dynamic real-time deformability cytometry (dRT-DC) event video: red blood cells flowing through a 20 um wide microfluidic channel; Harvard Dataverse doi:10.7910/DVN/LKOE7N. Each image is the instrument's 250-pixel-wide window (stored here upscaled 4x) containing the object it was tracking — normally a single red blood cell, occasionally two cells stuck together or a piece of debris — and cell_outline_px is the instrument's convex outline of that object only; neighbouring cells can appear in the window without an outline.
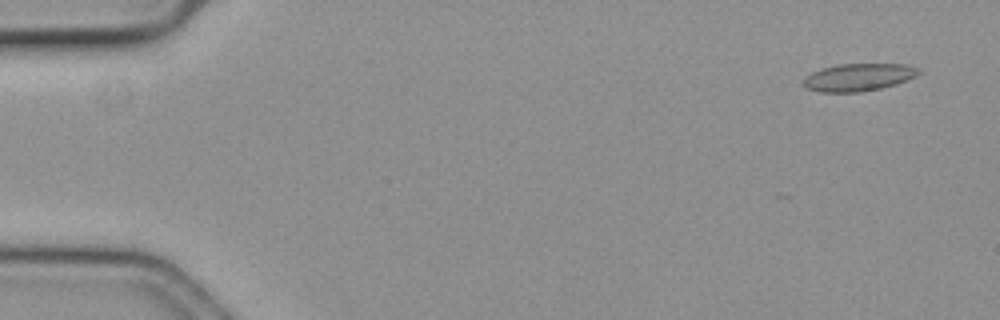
{"species": "common noctule bat (a hibernating species)", "species_latin": "Nyctalus noctula", "temperature_condition": "cold", "stored_images_in_passage": 53, "camera_frame_rate_fps": 3000, "um_per_image_px": 0.085, "animal": {"sex": "female", "body_mass_g": 19.3, "forearm_length_mm": 54.1}, "frame": {"image": 1, "passage_image": 4, "time_ms": 1.0, "image_size_px": [1000, 320], "cell_outline_px": [[920, 72], [916, 76], [896, 84], [880, 88], [856, 92], [820, 92], [808, 88], [804, 84], [804, 76], [820, 68], [836, 64], [904, 64], [920, 68]], "centroid_in_image_um": [72.96, 6.55], "position_along_channel_um": 12.0, "area_um2": 18.44}}
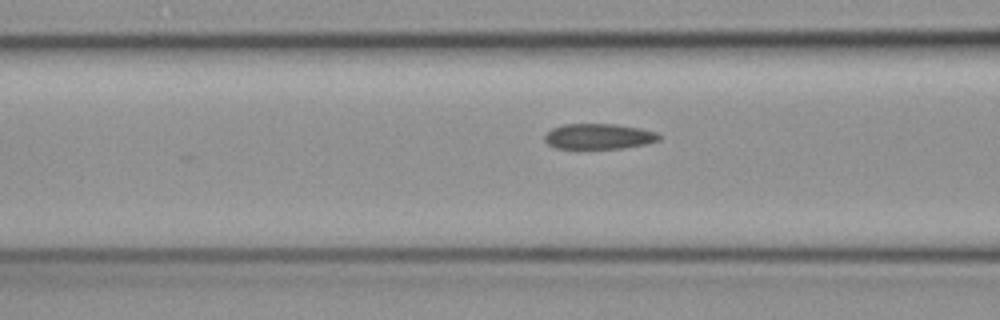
{"frame": {"image": 2, "passage_image": 24, "time_ms": 7.667, "image_size_px": [1000, 320], "cell_outline_px": [[660, 140], [644, 144], [624, 148], [556, 148], [548, 144], [544, 140], [544, 136], [552, 128], [560, 124], [616, 124], [640, 128], [656, 132], [660, 136]], "centroid_in_image_um": [50.88, 11.58], "position_along_channel_um": 115.7, "area_um2": 16.94}}
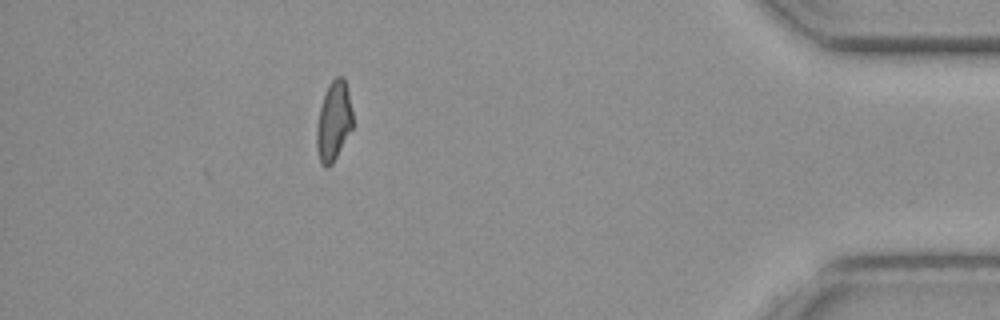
{"frame": {"image": 3, "passage_image": 53, "time_ms": 17.333, "image_size_px": [1000, 320], "cell_outline_px": [[352, 128], [332, 164], [328, 168], [324, 168], [320, 164], [316, 148], [316, 124], [320, 108], [324, 96], [332, 80], [336, 76], [344, 76], [348, 88], [352, 112]], "centroid_in_image_um": [28.35, 10.33], "position_along_channel_um": 406.9, "area_um2": 16.76}, "authors_computed_cell_mechanics": {"area_um2": 17.6868, "velocity_mm_per_s": 3.5516, "shape_relaxation_time_tau1_ms": 3.9241, "shape_relaxation_time_tau2_ms": 2.8817, "deformation_change_tau1": 0.092, "deformation_change_tau2": 0.1029}}